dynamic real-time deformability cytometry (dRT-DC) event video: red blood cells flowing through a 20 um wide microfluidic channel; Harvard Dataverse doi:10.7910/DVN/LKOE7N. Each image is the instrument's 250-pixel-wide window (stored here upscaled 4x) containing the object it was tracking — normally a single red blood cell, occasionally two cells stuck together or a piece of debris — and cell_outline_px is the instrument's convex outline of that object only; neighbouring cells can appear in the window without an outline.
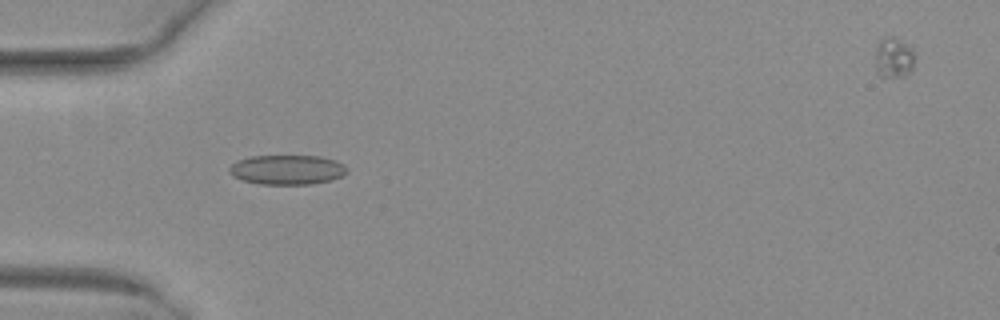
{"species": "common noctule bat (a hibernating species)", "species_latin": "Nyctalus noctula", "temperature_condition": "warm", "stored_images_in_passage": 36, "camera_frame_rate_fps": 3000, "um_per_image_px": 0.085, "animal": {"sex": "female", "body_mass_g": 29.2, "forearm_length_mm": 56.3}, "frame": {"image": 1, "passage_image": 1, "time_ms": 0.0, "image_size_px": [1000, 320], "cell_outline_px": [[348, 172], [332, 180], [312, 184], [260, 184], [244, 180], [232, 176], [228, 172], [228, 168], [232, 164], [240, 160], [252, 156], [320, 156], [336, 160], [344, 164], [348, 168]], "centroid_in_image_um": [24.44, 14.43], "position_along_channel_um": 60.6, "area_um2": 20.35}}
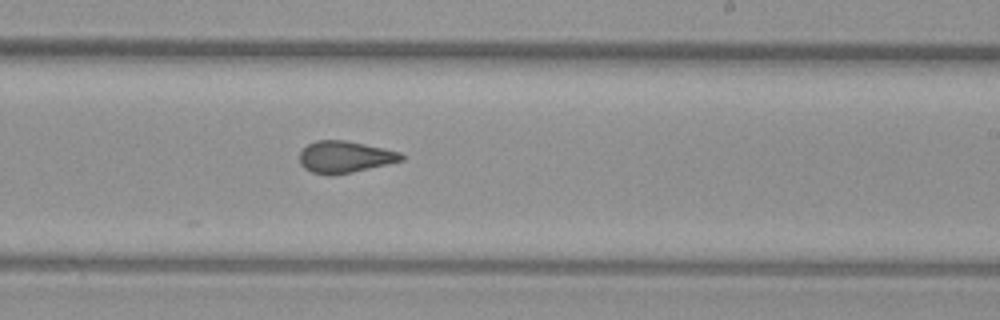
{"frame": {"image": 2, "passage_image": 16, "time_ms": 5.0, "image_size_px": [1000, 320], "cell_outline_px": [[404, 160], [352, 172], [332, 176], [328, 176], [312, 172], [304, 168], [300, 164], [300, 152], [308, 144], [316, 140], [344, 140], [384, 148], [400, 152], [404, 156]], "centroid_in_image_um": [29.29, 13.35], "position_along_channel_um": 259.7, "area_um2": 18.84}}
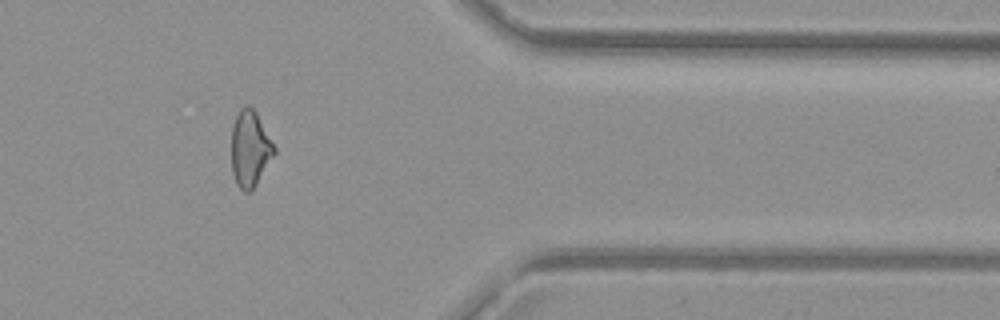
{"frame": {"image": 3, "passage_image": 27, "time_ms": 8.667, "image_size_px": [1000, 320], "cell_outline_px": [[276, 152], [256, 184], [248, 192], [244, 192], [236, 184], [232, 172], [232, 128], [236, 116], [240, 108], [244, 104], [248, 104], [256, 112], [276, 148]], "centroid_in_image_um": [21.25, 12.62], "position_along_channel_um": 390.2, "area_um2": 18.84}, "authors_computed_cell_mechanics": {"area_um2": 19.1029, "velocity_mm_per_s": 4.052, "shape_relaxation_time_tau1_ms": null, "shape_relaxation_time_tau2_ms": 1.3527, "deformation_change_tau1": null, "deformation_change_tau2": 0.071}}